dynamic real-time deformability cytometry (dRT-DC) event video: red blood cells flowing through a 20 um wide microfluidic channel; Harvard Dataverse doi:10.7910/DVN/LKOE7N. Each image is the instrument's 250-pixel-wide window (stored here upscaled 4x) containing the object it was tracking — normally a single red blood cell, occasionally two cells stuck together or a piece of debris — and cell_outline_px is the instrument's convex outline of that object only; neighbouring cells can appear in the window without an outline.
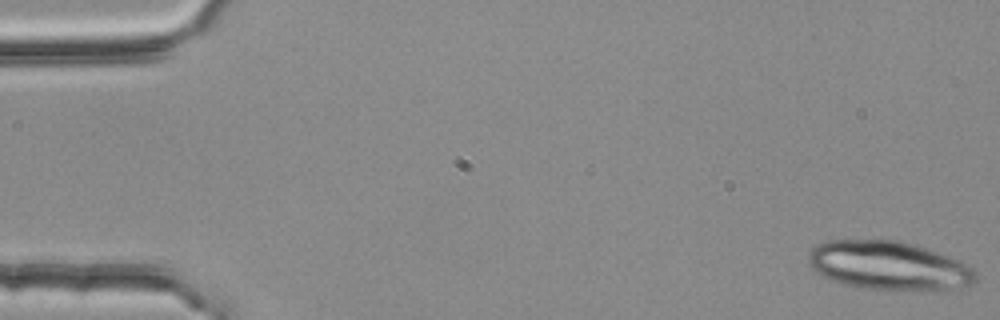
{"species": "common noctule bat (a hibernating species)", "species_latin": "Nyctalus noctula", "temperature_condition": "room temperature", "stored_images_in_passage": 4, "camera_frame_rate_fps": 3000, "um_per_image_px": 0.085, "animal": {"sex": "female", "body_mass_g": 25.1}, "frame": {"image": 1, "passage_image": 1, "time_ms": 0.0, "image_size_px": [1000, 320], "cell_outline_px": [[976, 280], [972, 284], [932, 292], [864, 288], [840, 284], [816, 272], [808, 264], [808, 252], [816, 244], [828, 240], [900, 240], [916, 244], [928, 248], [960, 260], [968, 264], [976, 272]], "centroid_in_image_um": [75.56, 22.58], "position_along_channel_um": 9.4, "area_um2": 48.32}}